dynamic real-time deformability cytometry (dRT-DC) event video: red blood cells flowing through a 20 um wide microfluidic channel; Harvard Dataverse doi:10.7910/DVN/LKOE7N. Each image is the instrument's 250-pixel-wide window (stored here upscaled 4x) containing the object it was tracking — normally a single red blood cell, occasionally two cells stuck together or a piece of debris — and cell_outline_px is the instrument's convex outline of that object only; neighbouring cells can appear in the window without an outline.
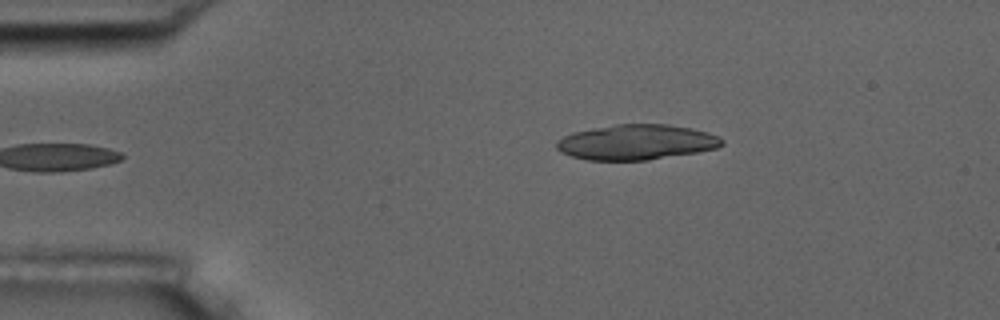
{"species": "common noctule bat (a hibernating species)", "species_latin": "Nyctalus noctula", "temperature_condition": "room temperature", "stored_images_in_passage": 6, "segment_of_instrument_passage": [2, 2], "camera_frame_rate_fps": 3000, "um_per_image_px": 0.085, "animal": {"sex": "male", "body_mass_g": 17.5, "forearm_length_mm": 52.3}, "frame": {"image": 1, "passage_image": 6, "time_ms": 5.667, "image_size_px": [1000, 320], "cell_outline_px": [[724, 144], [716, 148], [696, 152], [648, 160], [588, 160], [572, 156], [560, 152], [556, 148], [556, 140], [572, 132], [592, 128], [616, 124], [668, 124], [692, 128], [708, 132], [724, 140]], "centroid_in_image_um": [54.07, 12.08], "position_along_channel_um": 30.9, "area_um2": 33.99}}